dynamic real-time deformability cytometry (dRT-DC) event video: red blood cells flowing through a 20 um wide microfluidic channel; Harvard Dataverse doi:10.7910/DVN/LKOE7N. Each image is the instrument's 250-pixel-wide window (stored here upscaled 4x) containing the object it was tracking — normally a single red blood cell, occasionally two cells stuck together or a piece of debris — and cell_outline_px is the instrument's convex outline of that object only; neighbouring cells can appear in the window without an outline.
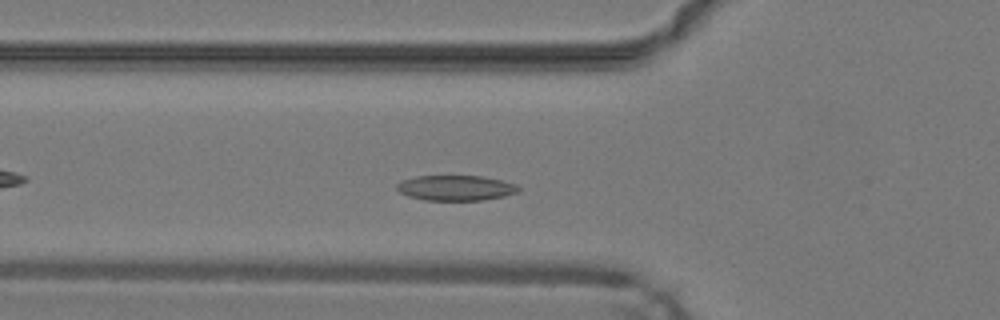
{"species": "common noctule bat (a hibernating species)", "species_latin": "Nyctalus noctula", "temperature_condition": "warm", "stored_images_in_passage": 41, "camera_frame_rate_fps": 3000, "um_per_image_px": 0.085, "animal": {"sex": "male", "body_mass_g": 19.2, "forearm_length_mm": 51.8}, "frame": {"image": 1, "passage_image": 10, "time_ms": 3.0, "image_size_px": [1000, 320], "cell_outline_px": [[520, 192], [504, 196], [484, 200], [424, 200], [408, 196], [400, 192], [396, 188], [396, 184], [404, 180], [416, 176], [480, 176], [500, 180], [516, 184], [520, 188]], "centroid_in_image_um": [38.75, 15.98], "position_along_channel_um": 87.0, "area_um2": 17.86}}
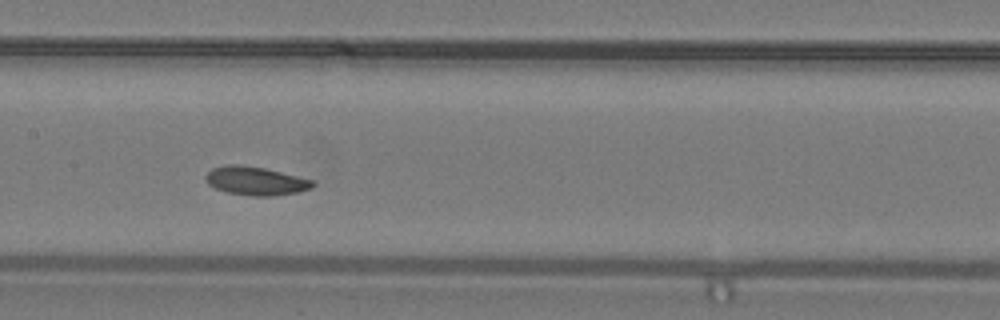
{"frame": {"image": 2, "passage_image": 17, "time_ms": 5.333, "image_size_px": [1000, 320], "cell_outline_px": [[316, 184], [312, 188], [296, 192], [272, 196], [252, 196], [228, 192], [216, 188], [208, 184], [204, 176], [212, 168], [228, 164], [240, 164], [264, 168], [312, 180]], "centroid_in_image_um": [21.71, 15.37], "position_along_channel_um": 185.7, "area_um2": 17.63}}
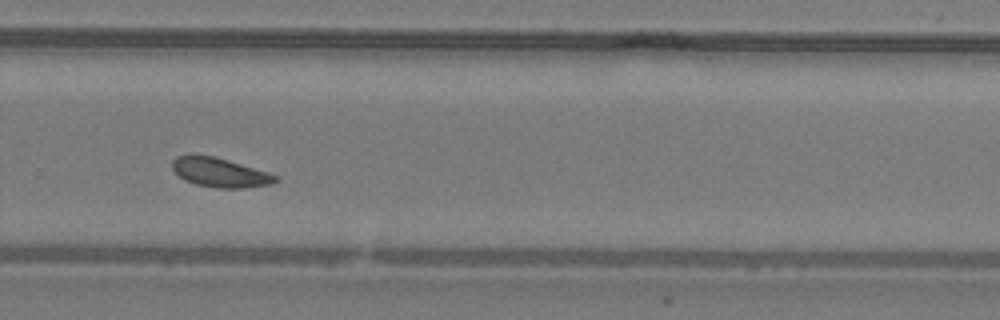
{"frame": {"image": 3, "passage_image": 26, "time_ms": 8.333, "image_size_px": [1000, 320], "cell_outline_px": [[280, 180], [272, 184], [244, 188], [216, 188], [196, 184], [184, 180], [172, 168], [172, 160], [176, 156], [192, 152], [212, 156], [268, 172], [280, 176]], "centroid_in_image_um": [18.68, 14.65], "position_along_channel_um": 311.1, "area_um2": 17.86}, "authors_computed_cell_mechanics": {"area_um2": 17.6868, "velocity_mm_per_s": 4.2002, "shape_relaxation_time_tau1_ms": 4.1544, "shape_relaxation_time_tau2_ms": null, "deformation_change_tau1": 0.0986, "deformation_change_tau2": null}}